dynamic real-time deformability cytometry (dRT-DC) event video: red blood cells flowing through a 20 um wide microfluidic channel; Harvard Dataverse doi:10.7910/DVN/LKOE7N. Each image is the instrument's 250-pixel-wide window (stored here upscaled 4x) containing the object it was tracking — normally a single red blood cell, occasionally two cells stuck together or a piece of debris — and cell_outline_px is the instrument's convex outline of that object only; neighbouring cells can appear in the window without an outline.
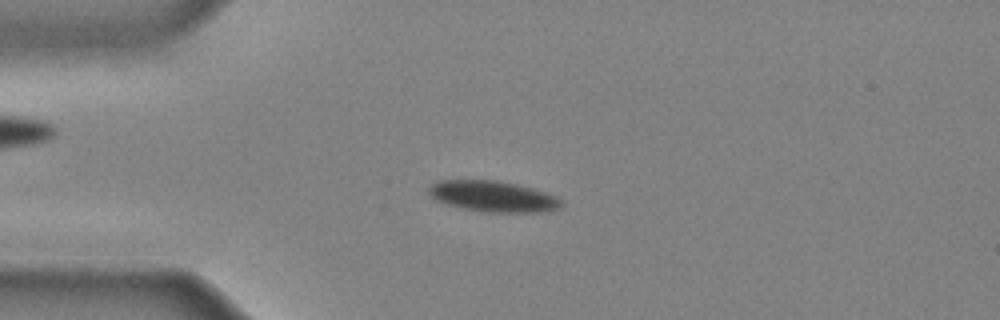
{"species": "common noctule bat (a hibernating species)", "species_latin": "Nyctalus noctula", "temperature_condition": "cold", "stored_images_in_passage": 42, "camera_frame_rate_fps": 3000, "um_per_image_px": 0.085, "animal": {"sex": "male", "body_mass_g": 20.4}, "frame": {"image": 1, "passage_image": 10, "time_ms": 3.0, "image_size_px": [1000, 320], "cell_outline_px": [[564, 204], [560, 208], [540, 212], [488, 212], [464, 208], [448, 204], [436, 200], [428, 192], [428, 188], [436, 180], [496, 180], [516, 184], [532, 188], [556, 196]], "centroid_in_image_um": [41.91, 16.68], "position_along_channel_um": 43.1, "area_um2": 23.7}}
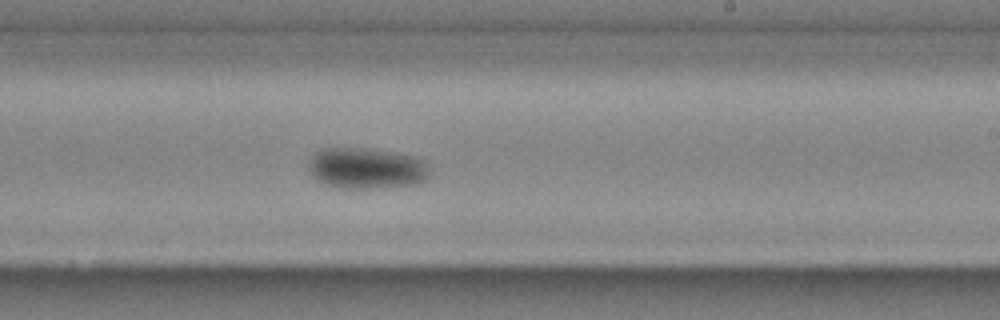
{"frame": {"image": 2, "passage_image": 26, "time_ms": 8.333, "image_size_px": [1000, 320], "cell_outline_px": [[428, 176], [424, 180], [416, 184], [368, 188], [348, 188], [324, 184], [316, 180], [312, 176], [308, 168], [308, 160], [316, 152], [324, 148], [360, 148], [388, 152], [412, 156], [428, 160]], "centroid_in_image_um": [31.12, 14.3], "position_along_channel_um": 257.9, "area_um2": 28.73}}
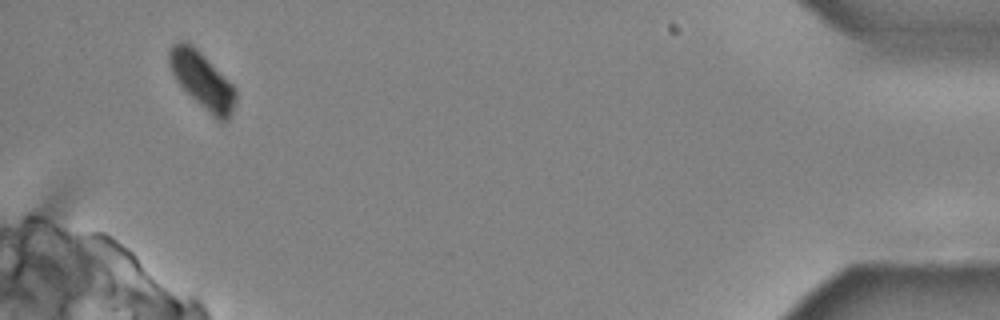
{"frame": {"image": 3, "passage_image": 41, "time_ms": 13.333, "image_size_px": [1000, 320], "cell_outline_px": [[236, 100], [232, 112], [228, 120], [216, 120], [176, 80], [168, 64], [168, 52], [172, 44], [180, 40], [184, 40], [196, 48], [236, 88]], "centroid_in_image_um": [17.18, 6.81], "position_along_channel_um": 418.0, "area_um2": 21.44}}